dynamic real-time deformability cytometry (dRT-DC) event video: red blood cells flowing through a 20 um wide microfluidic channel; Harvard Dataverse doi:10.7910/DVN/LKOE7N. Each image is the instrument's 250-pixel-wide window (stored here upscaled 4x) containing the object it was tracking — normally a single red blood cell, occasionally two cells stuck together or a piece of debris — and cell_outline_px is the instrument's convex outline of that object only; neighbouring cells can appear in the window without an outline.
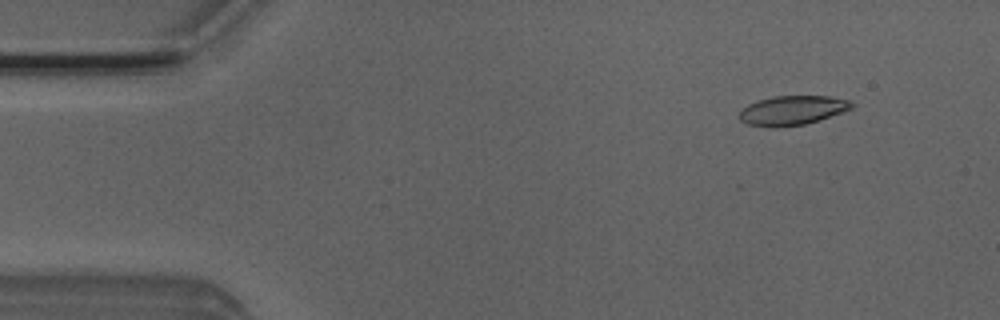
{"species": "Egyptian fruit bat (a non-hibernating species)", "species_latin": "Rousettus aegyptiacus", "temperature_condition": "room temperature", "stored_images_in_passage": 47, "camera_frame_rate_fps": 3000, "um_per_image_px": 0.085, "animal": {"sex": "male"}, "frame": {"image": 1, "passage_image": 2, "time_ms": 0.333, "image_size_px": [1000, 320], "cell_outline_px": [[856, 104], [852, 108], [820, 120], [804, 124], [776, 128], [772, 128], [748, 124], [740, 120], [740, 112], [748, 104], [756, 100], [772, 96], [828, 96], [848, 100]], "centroid_in_image_um": [67.34, 9.38], "position_along_channel_um": 17.7, "area_um2": 19.25}}
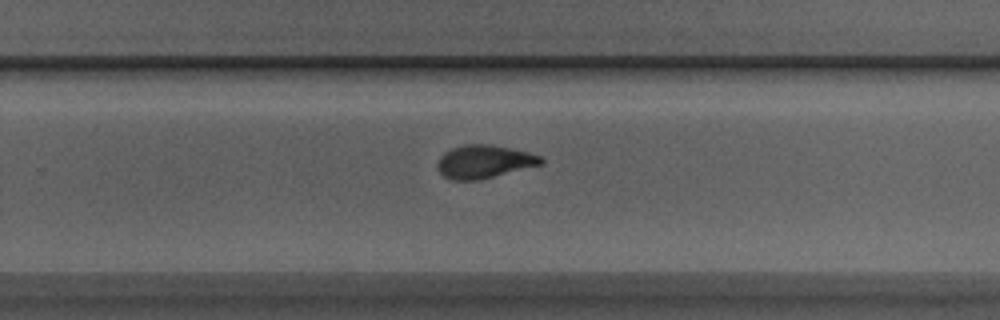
{"frame": {"image": 2, "passage_image": 29, "time_ms": 9.333, "image_size_px": [1000, 320], "cell_outline_px": [[544, 164], [476, 180], [452, 180], [444, 176], [440, 172], [436, 164], [440, 156], [444, 152], [452, 148], [464, 144], [492, 144], [528, 152], [540, 156], [544, 160]], "centroid_in_image_um": [41.14, 13.73], "position_along_channel_um": 288.7, "area_um2": 19.94}}
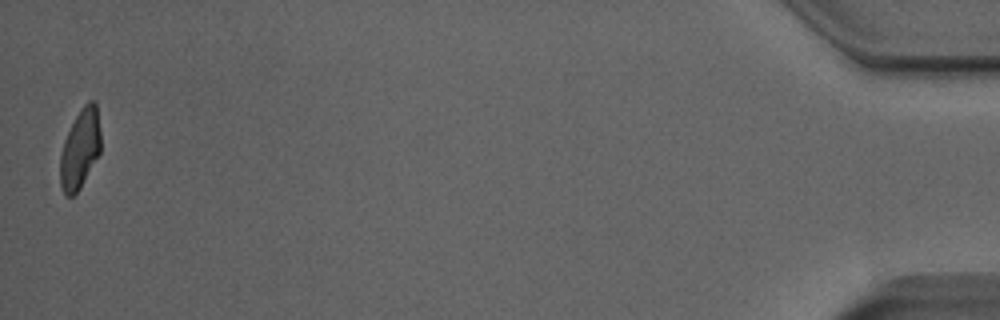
{"frame": {"image": 3, "passage_image": 47, "time_ms": 15.333, "image_size_px": [1000, 320], "cell_outline_px": [[100, 152], [80, 188], [72, 196], [64, 196], [60, 184], [60, 156], [64, 140], [80, 108], [88, 100], [92, 100], [96, 104], [100, 132]], "centroid_in_image_um": [6.79, 12.67], "position_along_channel_um": 428.4, "area_um2": 18.61}, "authors_computed_cell_mechanics": {"area_um2": 19.8832, "velocity_mm_per_s": 4.0094, "shape_relaxation_time_tau1_ms": 6.0302, "shape_relaxation_time_tau2_ms": 2.2869, "deformation_change_tau1": 0.198, "deformation_change_tau2": 0.087}}